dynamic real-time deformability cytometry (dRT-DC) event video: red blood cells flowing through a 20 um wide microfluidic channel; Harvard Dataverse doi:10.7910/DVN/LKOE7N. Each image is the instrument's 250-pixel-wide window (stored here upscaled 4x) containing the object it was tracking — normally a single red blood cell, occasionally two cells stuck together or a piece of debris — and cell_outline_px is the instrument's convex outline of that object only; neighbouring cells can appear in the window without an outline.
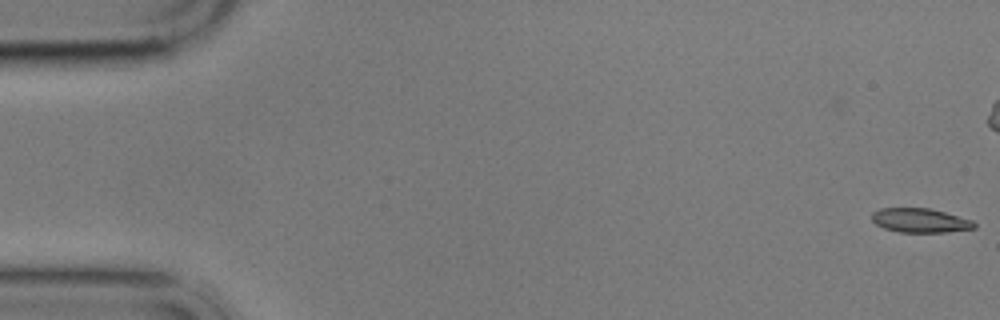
{"species": "common noctule bat (a hibernating species)", "species_latin": "Nyctalus noctula", "temperature_condition": "cold", "stored_images_in_passage": 9, "camera_frame_rate_fps": 3000, "um_per_image_px": 0.085, "animal": {"sex": "male", "body_mass_g": 17.9}, "frame": {"image": 1, "passage_image": 1, "time_ms": 0.0, "image_size_px": [1000, 320], "cell_outline_px": [[976, 228], [948, 232], [900, 232], [884, 228], [876, 224], [872, 220], [872, 212], [880, 208], [928, 208], [944, 212], [972, 220], [976, 224]], "centroid_in_image_um": [78.21, 18.74], "position_along_channel_um": 6.8, "area_um2": 14.39}}
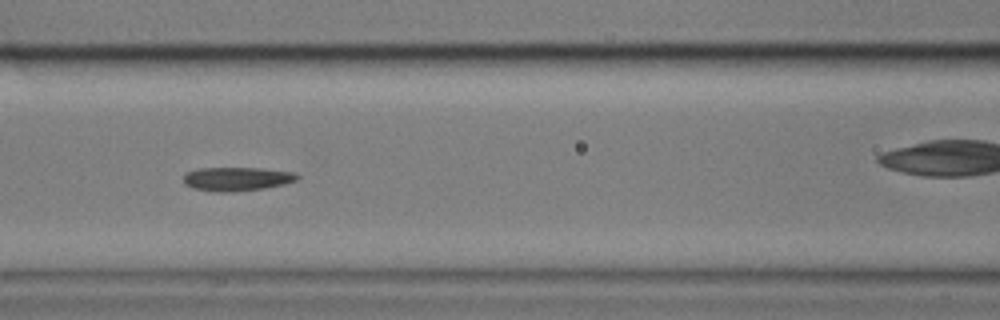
{"frame": {"image": 2, "passage_image": 7, "time_ms": 8.0, "image_size_px": [1000, 320], "cell_outline_px": [[300, 176], [296, 180], [284, 184], [264, 188], [236, 192], [216, 192], [192, 188], [184, 184], [184, 176], [188, 172], [200, 168], [260, 168], [296, 172]], "centroid_in_image_um": [20.15, 15.21], "position_along_channel_um": 146.4, "area_um2": 15.84}}